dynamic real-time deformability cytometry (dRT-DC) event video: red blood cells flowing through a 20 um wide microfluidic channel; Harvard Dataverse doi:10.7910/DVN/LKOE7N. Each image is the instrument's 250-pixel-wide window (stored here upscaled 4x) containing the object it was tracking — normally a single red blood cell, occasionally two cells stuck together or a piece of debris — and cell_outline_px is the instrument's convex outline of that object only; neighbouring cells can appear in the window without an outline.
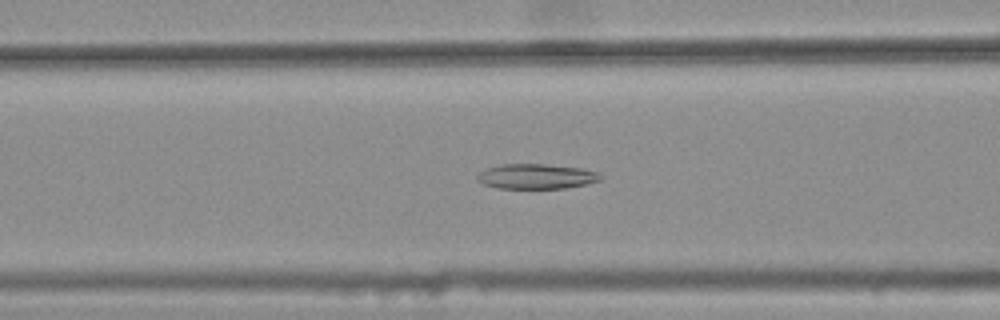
{"species": "common noctule bat (a hibernating species)", "species_latin": "Nyctalus noctula", "temperature_condition": "warm", "stored_images_in_passage": 33, "camera_frame_rate_fps": 3000, "um_per_image_px": 0.085, "animal": {"sex": "female", "body_mass_g": 25.1}, "frame": {"image": 1, "passage_image": 9, "time_ms": 2.667, "image_size_px": [1000, 320], "cell_outline_px": [[604, 176], [600, 180], [584, 184], [564, 188], [496, 188], [484, 184], [476, 180], [476, 176], [480, 172], [488, 168], [500, 164], [544, 164], [580, 168], [596, 172]], "centroid_in_image_um": [45.55, 14.99], "position_along_channel_um": 121.0, "area_um2": 17.8}}
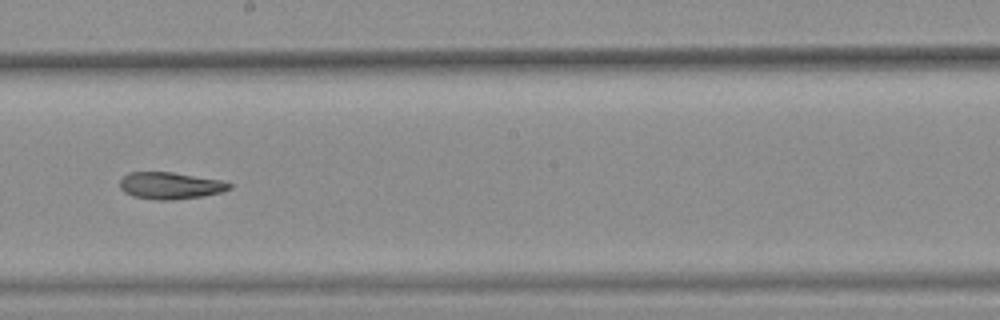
{"frame": {"image": 2, "passage_image": 18, "time_ms": 5.667, "image_size_px": [1000, 320], "cell_outline_px": [[232, 188], [220, 192], [204, 196], [172, 200], [156, 200], [132, 196], [124, 192], [120, 188], [120, 180], [128, 172], [172, 172], [220, 180], [232, 184]], "centroid_in_image_um": [14.45, 15.78], "position_along_channel_um": 233.7, "area_um2": 17.17}}
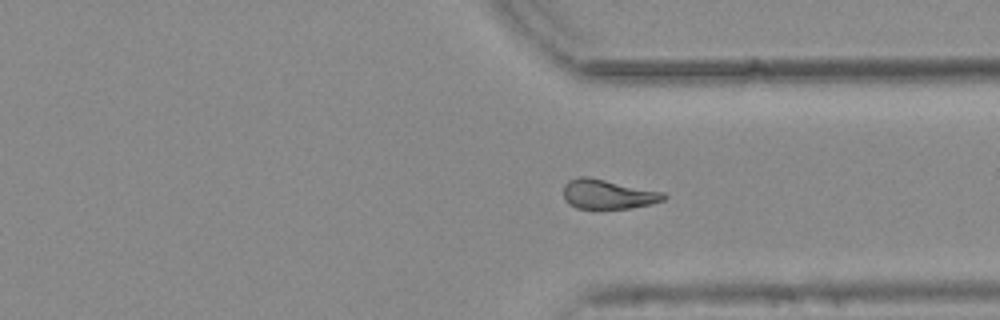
{"frame": {"image": 3, "passage_image": 28, "time_ms": 9.0, "image_size_px": [1000, 320], "cell_outline_px": [[668, 196], [664, 200], [652, 204], [632, 208], [576, 208], [568, 204], [564, 200], [564, 184], [568, 180], [580, 176], [588, 176], [664, 192]], "centroid_in_image_um": [51.67, 16.5], "position_along_channel_um": 359.7, "area_um2": 17.4}, "authors_computed_cell_mechanics": {"area_um2": 17.629, "velocity_mm_per_s": 3.7603, "shape_relaxation_time_tau1_ms": null, "shape_relaxation_time_tau2_ms": 10.2779, "deformation_change_tau1": null, "deformation_change_tau2": 0.2204}}